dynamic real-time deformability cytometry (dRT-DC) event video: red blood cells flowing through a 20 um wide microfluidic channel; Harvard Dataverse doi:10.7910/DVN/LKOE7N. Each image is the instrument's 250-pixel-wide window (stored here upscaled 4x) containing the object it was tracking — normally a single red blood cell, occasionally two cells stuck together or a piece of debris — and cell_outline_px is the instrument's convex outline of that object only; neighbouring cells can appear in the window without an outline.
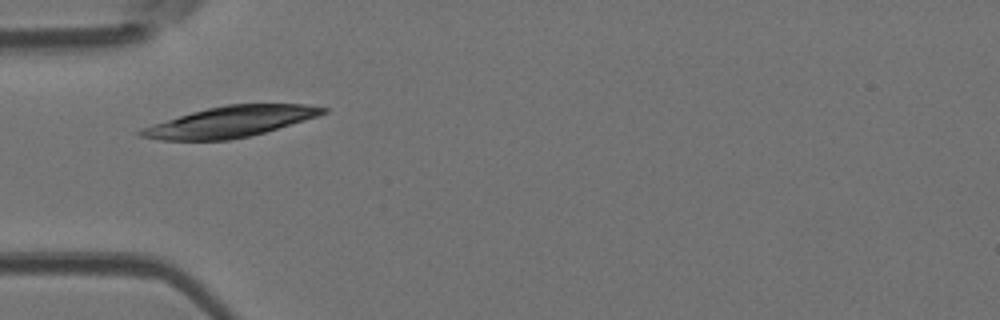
{"species": "Egyptian fruit bat (a non-hibernating species)", "species_latin": "Rousettus aegyptiacus", "temperature_condition": "room temperature", "stored_images_in_passage": 2, "camera_frame_rate_fps": 3000, "um_per_image_px": 0.085, "animal": {"sex": "female"}, "frame": {"image": 1, "passage_image": 2, "time_ms": 0.333, "image_size_px": [1000, 320], "cell_outline_px": [[328, 112], [304, 120], [264, 132], [248, 136], [228, 140], [160, 140], [140, 136], [136, 132], [140, 128], [152, 124], [192, 112], [208, 108], [228, 104], [308, 104], [328, 108]], "centroid_in_image_um": [19.56, 10.34], "position_along_channel_um": 65.4, "area_um2": 32.31}}